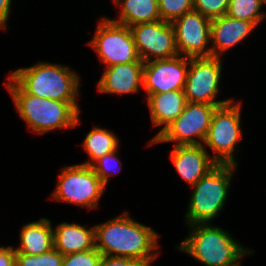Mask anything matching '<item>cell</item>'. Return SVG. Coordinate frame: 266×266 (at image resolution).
Wrapping results in <instances>:
<instances>
[{"instance_id": "6da1fadb", "label": "cell", "mask_w": 266, "mask_h": 266, "mask_svg": "<svg viewBox=\"0 0 266 266\" xmlns=\"http://www.w3.org/2000/svg\"><path fill=\"white\" fill-rule=\"evenodd\" d=\"M158 237L156 231L136 222L126 212L95 225V248L102 255L133 258L146 266L158 257Z\"/></svg>"}, {"instance_id": "7a4b0ae2", "label": "cell", "mask_w": 266, "mask_h": 266, "mask_svg": "<svg viewBox=\"0 0 266 266\" xmlns=\"http://www.w3.org/2000/svg\"><path fill=\"white\" fill-rule=\"evenodd\" d=\"M5 83L12 100L31 131L38 134L59 128H72L79 122L77 102H60L26 93L10 76Z\"/></svg>"}, {"instance_id": "3957f363", "label": "cell", "mask_w": 266, "mask_h": 266, "mask_svg": "<svg viewBox=\"0 0 266 266\" xmlns=\"http://www.w3.org/2000/svg\"><path fill=\"white\" fill-rule=\"evenodd\" d=\"M191 232L178 246L206 266H240V259L252 253L218 226L209 223L188 225Z\"/></svg>"}, {"instance_id": "277c9868", "label": "cell", "mask_w": 266, "mask_h": 266, "mask_svg": "<svg viewBox=\"0 0 266 266\" xmlns=\"http://www.w3.org/2000/svg\"><path fill=\"white\" fill-rule=\"evenodd\" d=\"M26 93L60 102H77L80 78L60 64L41 62L9 75Z\"/></svg>"}, {"instance_id": "5b68a950", "label": "cell", "mask_w": 266, "mask_h": 266, "mask_svg": "<svg viewBox=\"0 0 266 266\" xmlns=\"http://www.w3.org/2000/svg\"><path fill=\"white\" fill-rule=\"evenodd\" d=\"M237 165L217 164L195 185L186 213L188 225L209 223L222 210Z\"/></svg>"}, {"instance_id": "8992f818", "label": "cell", "mask_w": 266, "mask_h": 266, "mask_svg": "<svg viewBox=\"0 0 266 266\" xmlns=\"http://www.w3.org/2000/svg\"><path fill=\"white\" fill-rule=\"evenodd\" d=\"M228 103L218 106L213 114L208 134L203 143L212 148L215 154L213 160L217 164L237 165L234 150L237 143L242 140L240 110L241 102Z\"/></svg>"}, {"instance_id": "52a82bcc", "label": "cell", "mask_w": 266, "mask_h": 266, "mask_svg": "<svg viewBox=\"0 0 266 266\" xmlns=\"http://www.w3.org/2000/svg\"><path fill=\"white\" fill-rule=\"evenodd\" d=\"M105 190L91 166L83 164L66 166L61 170L52 199L97 208Z\"/></svg>"}, {"instance_id": "ba28073f", "label": "cell", "mask_w": 266, "mask_h": 266, "mask_svg": "<svg viewBox=\"0 0 266 266\" xmlns=\"http://www.w3.org/2000/svg\"><path fill=\"white\" fill-rule=\"evenodd\" d=\"M89 45L107 67L143 62L138 55L130 27L115 23L106 17L99 21Z\"/></svg>"}, {"instance_id": "9c48e42d", "label": "cell", "mask_w": 266, "mask_h": 266, "mask_svg": "<svg viewBox=\"0 0 266 266\" xmlns=\"http://www.w3.org/2000/svg\"><path fill=\"white\" fill-rule=\"evenodd\" d=\"M217 107L205 103L187 102L183 113L151 140L150 145L173 141L176 142V146L203 145Z\"/></svg>"}, {"instance_id": "30bf717a", "label": "cell", "mask_w": 266, "mask_h": 266, "mask_svg": "<svg viewBox=\"0 0 266 266\" xmlns=\"http://www.w3.org/2000/svg\"><path fill=\"white\" fill-rule=\"evenodd\" d=\"M220 57H189V68L184 93L187 102L221 106L230 100L217 101L218 85L221 79Z\"/></svg>"}, {"instance_id": "8fae6325", "label": "cell", "mask_w": 266, "mask_h": 266, "mask_svg": "<svg viewBox=\"0 0 266 266\" xmlns=\"http://www.w3.org/2000/svg\"><path fill=\"white\" fill-rule=\"evenodd\" d=\"M140 59L145 63L156 59H169L178 54L171 22L154 21L130 27Z\"/></svg>"}, {"instance_id": "7c38bea8", "label": "cell", "mask_w": 266, "mask_h": 266, "mask_svg": "<svg viewBox=\"0 0 266 266\" xmlns=\"http://www.w3.org/2000/svg\"><path fill=\"white\" fill-rule=\"evenodd\" d=\"M178 54L186 57L212 56L210 40L211 20L191 10L171 22ZM207 48V49H206Z\"/></svg>"}, {"instance_id": "4fadbf2b", "label": "cell", "mask_w": 266, "mask_h": 266, "mask_svg": "<svg viewBox=\"0 0 266 266\" xmlns=\"http://www.w3.org/2000/svg\"><path fill=\"white\" fill-rule=\"evenodd\" d=\"M189 57L177 55L144 63L143 88L149 94L184 90L189 68Z\"/></svg>"}, {"instance_id": "5bb4252c", "label": "cell", "mask_w": 266, "mask_h": 266, "mask_svg": "<svg viewBox=\"0 0 266 266\" xmlns=\"http://www.w3.org/2000/svg\"><path fill=\"white\" fill-rule=\"evenodd\" d=\"M170 154L176 171L191 186L217 165L205 145H175Z\"/></svg>"}, {"instance_id": "9a60e30c", "label": "cell", "mask_w": 266, "mask_h": 266, "mask_svg": "<svg viewBox=\"0 0 266 266\" xmlns=\"http://www.w3.org/2000/svg\"><path fill=\"white\" fill-rule=\"evenodd\" d=\"M144 62L116 64L107 67L98 81V90L103 93L127 94L139 91L143 85Z\"/></svg>"}, {"instance_id": "2e32d148", "label": "cell", "mask_w": 266, "mask_h": 266, "mask_svg": "<svg viewBox=\"0 0 266 266\" xmlns=\"http://www.w3.org/2000/svg\"><path fill=\"white\" fill-rule=\"evenodd\" d=\"M256 25L251 21L234 19L224 15L211 20L210 40L214 43L211 47L212 56L221 57L234 45L247 37Z\"/></svg>"}, {"instance_id": "e0dca14e", "label": "cell", "mask_w": 266, "mask_h": 266, "mask_svg": "<svg viewBox=\"0 0 266 266\" xmlns=\"http://www.w3.org/2000/svg\"><path fill=\"white\" fill-rule=\"evenodd\" d=\"M151 120L154 126L164 125L152 138L154 140L166 127L177 119L185 109L187 99L184 90H172L165 93L147 95Z\"/></svg>"}, {"instance_id": "ac0fdd59", "label": "cell", "mask_w": 266, "mask_h": 266, "mask_svg": "<svg viewBox=\"0 0 266 266\" xmlns=\"http://www.w3.org/2000/svg\"><path fill=\"white\" fill-rule=\"evenodd\" d=\"M54 248L63 256L95 248V226L86 229L79 224L61 223L53 229Z\"/></svg>"}, {"instance_id": "d6986e66", "label": "cell", "mask_w": 266, "mask_h": 266, "mask_svg": "<svg viewBox=\"0 0 266 266\" xmlns=\"http://www.w3.org/2000/svg\"><path fill=\"white\" fill-rule=\"evenodd\" d=\"M20 247L16 253L41 255L54 248L53 228L50 220L41 218L39 221L27 223L20 231Z\"/></svg>"}, {"instance_id": "ffe728a7", "label": "cell", "mask_w": 266, "mask_h": 266, "mask_svg": "<svg viewBox=\"0 0 266 266\" xmlns=\"http://www.w3.org/2000/svg\"><path fill=\"white\" fill-rule=\"evenodd\" d=\"M118 6L121 4V15L113 22L128 27L141 23L161 20L158 0H113Z\"/></svg>"}, {"instance_id": "44dd1931", "label": "cell", "mask_w": 266, "mask_h": 266, "mask_svg": "<svg viewBox=\"0 0 266 266\" xmlns=\"http://www.w3.org/2000/svg\"><path fill=\"white\" fill-rule=\"evenodd\" d=\"M118 138L107 129L94 127L85 136L83 147L89 155V161L81 163L91 166L93 162L101 158L103 155L110 153L118 148Z\"/></svg>"}, {"instance_id": "7402d4cb", "label": "cell", "mask_w": 266, "mask_h": 266, "mask_svg": "<svg viewBox=\"0 0 266 266\" xmlns=\"http://www.w3.org/2000/svg\"><path fill=\"white\" fill-rule=\"evenodd\" d=\"M262 5L261 0H230L226 15L234 19L251 21L257 26L266 17L260 13Z\"/></svg>"}, {"instance_id": "603a6c76", "label": "cell", "mask_w": 266, "mask_h": 266, "mask_svg": "<svg viewBox=\"0 0 266 266\" xmlns=\"http://www.w3.org/2000/svg\"><path fill=\"white\" fill-rule=\"evenodd\" d=\"M63 259L55 248L38 256L16 253V266H61Z\"/></svg>"}, {"instance_id": "cb8c5ba5", "label": "cell", "mask_w": 266, "mask_h": 266, "mask_svg": "<svg viewBox=\"0 0 266 266\" xmlns=\"http://www.w3.org/2000/svg\"><path fill=\"white\" fill-rule=\"evenodd\" d=\"M160 18L172 22L193 10V0H158Z\"/></svg>"}, {"instance_id": "d4e9b609", "label": "cell", "mask_w": 266, "mask_h": 266, "mask_svg": "<svg viewBox=\"0 0 266 266\" xmlns=\"http://www.w3.org/2000/svg\"><path fill=\"white\" fill-rule=\"evenodd\" d=\"M117 151H118V148L116 150L110 152V153L103 155L101 158L96 160L91 165L93 171L96 173V175L99 177V179L103 182L105 187L108 183L110 175H114V173L117 170L118 171L116 173H119V171L121 170V168H118V169L116 168V171L114 170L115 167H118L117 165H119V164L121 167V163H122V162H119L120 159H118V157L115 155ZM111 168L112 169L114 168L113 169L114 171Z\"/></svg>"}, {"instance_id": "484cf974", "label": "cell", "mask_w": 266, "mask_h": 266, "mask_svg": "<svg viewBox=\"0 0 266 266\" xmlns=\"http://www.w3.org/2000/svg\"><path fill=\"white\" fill-rule=\"evenodd\" d=\"M230 0H193V10L212 20L227 14Z\"/></svg>"}, {"instance_id": "4316f807", "label": "cell", "mask_w": 266, "mask_h": 266, "mask_svg": "<svg viewBox=\"0 0 266 266\" xmlns=\"http://www.w3.org/2000/svg\"><path fill=\"white\" fill-rule=\"evenodd\" d=\"M101 253L96 249L64 255L61 266H98Z\"/></svg>"}, {"instance_id": "83f0119b", "label": "cell", "mask_w": 266, "mask_h": 266, "mask_svg": "<svg viewBox=\"0 0 266 266\" xmlns=\"http://www.w3.org/2000/svg\"><path fill=\"white\" fill-rule=\"evenodd\" d=\"M98 266H146L143 262L127 257L101 255Z\"/></svg>"}, {"instance_id": "f1b7e54d", "label": "cell", "mask_w": 266, "mask_h": 266, "mask_svg": "<svg viewBox=\"0 0 266 266\" xmlns=\"http://www.w3.org/2000/svg\"><path fill=\"white\" fill-rule=\"evenodd\" d=\"M0 266H16V251L13 246L0 247Z\"/></svg>"}, {"instance_id": "f546056e", "label": "cell", "mask_w": 266, "mask_h": 266, "mask_svg": "<svg viewBox=\"0 0 266 266\" xmlns=\"http://www.w3.org/2000/svg\"><path fill=\"white\" fill-rule=\"evenodd\" d=\"M12 0H0V29L6 30Z\"/></svg>"}, {"instance_id": "4dcf8cb0", "label": "cell", "mask_w": 266, "mask_h": 266, "mask_svg": "<svg viewBox=\"0 0 266 266\" xmlns=\"http://www.w3.org/2000/svg\"><path fill=\"white\" fill-rule=\"evenodd\" d=\"M261 2L263 3V5L266 4V0H261Z\"/></svg>"}]
</instances>
